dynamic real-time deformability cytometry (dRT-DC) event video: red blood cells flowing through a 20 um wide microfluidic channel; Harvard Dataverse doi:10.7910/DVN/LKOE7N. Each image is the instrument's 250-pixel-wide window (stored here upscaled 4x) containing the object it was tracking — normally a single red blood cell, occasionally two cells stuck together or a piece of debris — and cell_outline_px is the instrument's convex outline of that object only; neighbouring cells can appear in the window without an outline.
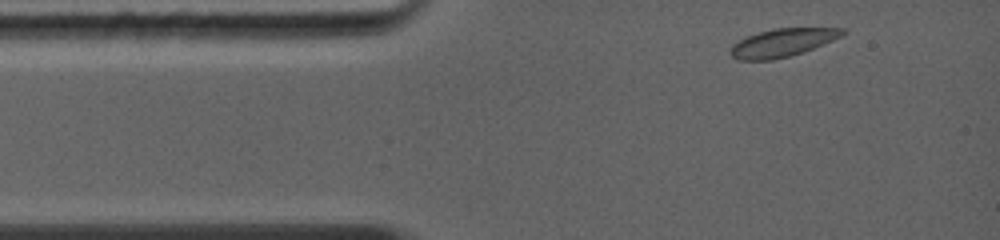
{"species": "common noctule bat (a hibernating species)", "species_latin": "Nyctalus noctula", "temperature_condition": "warm", "stored_images_in_passage": 33, "camera_frame_rate_fps": 5000, "um_per_image_px": 0.085, "animal": {"sex": "female", "body_mass_g": 19.0, "forearm_length_mm": 56.7}, "frame": {"image": 1, "passage_image": 1, "time_ms": 0.0, "image_size_px": [1000, 240], "cell_outline_px": [[848, 32], [832, 40], [804, 52], [772, 60], [736, 60], [728, 52], [728, 48], [732, 44], [744, 36], [772, 28], [848, 28]], "centroid_in_image_um": [66.45, 3.62], "position_along_channel_um": 18.6, "area_um2": 18.61}}
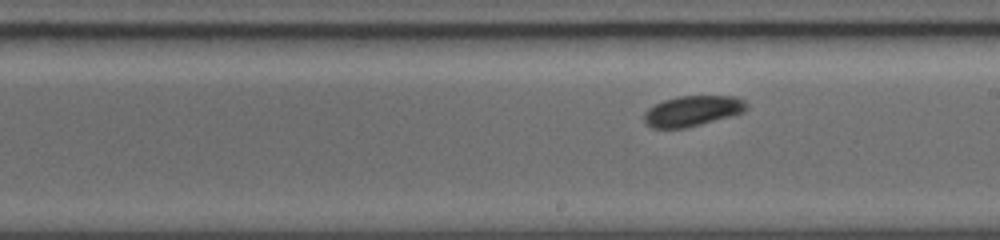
{"frame": {"image": 2, "passage_image": 19, "time_ms": 5.8, "image_size_px": [1000, 240], "cell_outline_px": [[748, 108], [744, 112], [732, 116], [688, 128], [652, 128], [644, 124], [644, 112], [648, 108], [664, 100], [676, 96], [736, 96], [744, 100], [748, 104]], "centroid_in_image_um": [58.87, 9.44], "position_along_channel_um": 230.1, "area_um2": 18.5}}
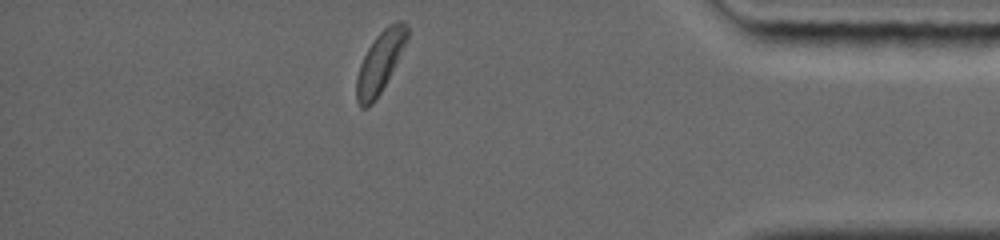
{"frame": {"image": 3, "passage_image": 33, "time_ms": 10.6, "image_size_px": [1000, 240], "cell_outline_px": [[408, 36], [380, 92], [372, 104], [368, 108], [360, 108], [356, 100], [356, 76], [360, 64], [368, 48], [376, 36], [388, 24], [396, 20], [404, 20], [408, 24]], "centroid_in_image_um": [32.27, 5.27], "position_along_channel_um": 402.9, "area_um2": 17.57}, "authors_computed_cell_mechanics": {"area_um2": 18.496, "velocity_mm_per_s": 4.3359, "shape_relaxation_time_tau1_ms": 1.7409, "shape_relaxation_time_tau2_ms": null, "deformation_change_tau1": 0.0566, "deformation_change_tau2": null}}